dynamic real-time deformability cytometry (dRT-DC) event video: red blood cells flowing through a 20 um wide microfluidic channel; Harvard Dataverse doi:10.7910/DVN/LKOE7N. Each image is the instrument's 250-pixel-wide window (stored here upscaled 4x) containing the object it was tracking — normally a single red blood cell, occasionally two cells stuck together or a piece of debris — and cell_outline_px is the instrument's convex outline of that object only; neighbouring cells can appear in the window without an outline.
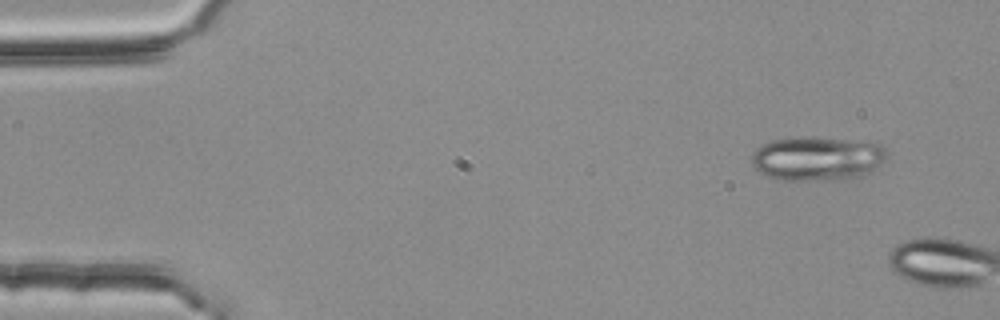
{"species": "common noctule bat (a hibernating species)", "species_latin": "Nyctalus noctula", "temperature_condition": "room temperature", "stored_images_in_passage": 5, "camera_frame_rate_fps": 3000, "um_per_image_px": 0.085, "animal": {"sex": "female", "body_mass_g": 25.1}, "frame": {"image": 1, "passage_image": 5, "time_ms": 1.333, "image_size_px": [1000, 320], "cell_outline_px": [[888, 156], [872, 172], [864, 176], [844, 180], [776, 180], [760, 172], [752, 164], [752, 156], [756, 148], [772, 140], [800, 136], [812, 136], [872, 140], [880, 144], [888, 152]], "centroid_in_image_um": [69.55, 13.45], "position_along_channel_um": 15.5, "area_um2": 35.89}}